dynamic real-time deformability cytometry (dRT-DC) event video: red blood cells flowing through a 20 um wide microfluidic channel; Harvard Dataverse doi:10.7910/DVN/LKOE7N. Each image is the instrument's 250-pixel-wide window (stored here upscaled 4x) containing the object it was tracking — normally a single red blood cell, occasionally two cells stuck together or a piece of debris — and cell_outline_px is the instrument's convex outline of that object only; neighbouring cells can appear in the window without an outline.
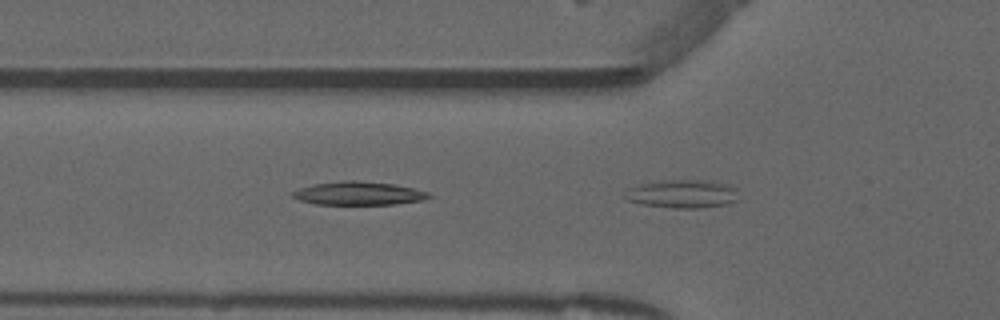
{"species": "common noctule bat (a hibernating species)", "species_latin": "Nyctalus noctula", "temperature_condition": "warm", "stored_images_in_passage": 3, "camera_frame_rate_fps": 3000, "um_per_image_px": 0.085, "animal": {"sex": "male", "forearm_length_mm": 52.5}, "frame": {"image": 1, "passage_image": 3, "time_ms": 0.667, "image_size_px": [1000, 320], "cell_outline_px": [[740, 200], [728, 204], [696, 208], [672, 208], [644, 204], [628, 200], [624, 196], [632, 188], [640, 184], [664, 180], [704, 180], [728, 184], [736, 188]], "centroid_in_image_um": [58.1, 16.48], "position_along_channel_um": 67.7, "area_um2": 18.61}}